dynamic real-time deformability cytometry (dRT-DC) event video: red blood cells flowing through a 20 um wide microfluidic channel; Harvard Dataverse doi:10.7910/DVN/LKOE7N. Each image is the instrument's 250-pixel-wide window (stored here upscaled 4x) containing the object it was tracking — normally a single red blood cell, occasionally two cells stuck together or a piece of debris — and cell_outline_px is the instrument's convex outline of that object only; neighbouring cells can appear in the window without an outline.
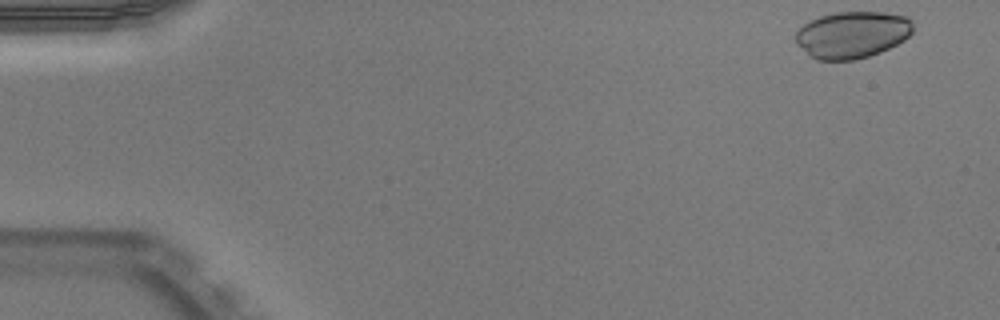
{"species": "Egyptian fruit bat (a non-hibernating species)", "species_latin": "Rousettus aegyptiacus", "temperature_condition": "warm", "stored_images_in_passage": 49, "camera_frame_rate_fps": 3000, "um_per_image_px": 0.085, "animal": {"sex": "male"}, "frame": {"image": 1, "passage_image": 1, "time_ms": 0.0, "image_size_px": [1000, 320], "cell_outline_px": [[912, 32], [904, 40], [880, 52], [856, 60], [816, 60], [808, 56], [796, 44], [796, 32], [804, 24], [820, 16], [836, 12], [884, 12], [908, 16], [912, 20]], "centroid_in_image_um": [72.43, 2.95], "position_along_channel_um": 12.6, "area_um2": 32.14}}
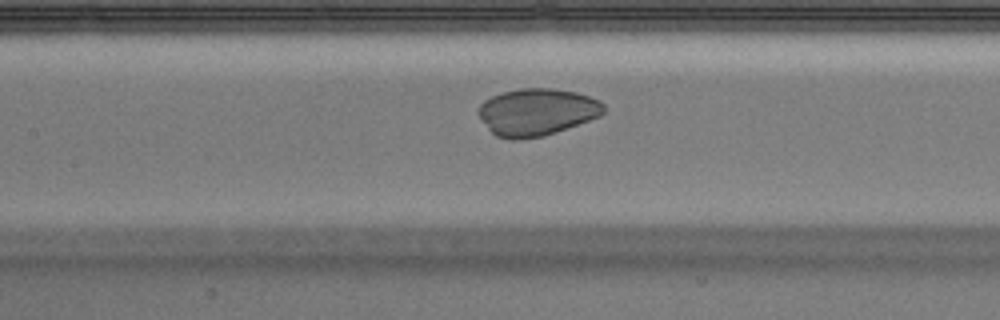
{"frame": {"image": 2, "passage_image": 22, "time_ms": 7.0, "image_size_px": [1000, 320], "cell_outline_px": [[604, 112], [600, 116], [556, 132], [544, 136], [520, 140], [508, 140], [496, 136], [480, 120], [476, 112], [480, 104], [484, 100], [492, 96], [504, 92], [520, 88], [552, 88], [576, 92], [600, 100], [604, 104]], "centroid_in_image_um": [45.6, 9.53], "position_along_channel_um": 161.8, "area_um2": 34.68}}
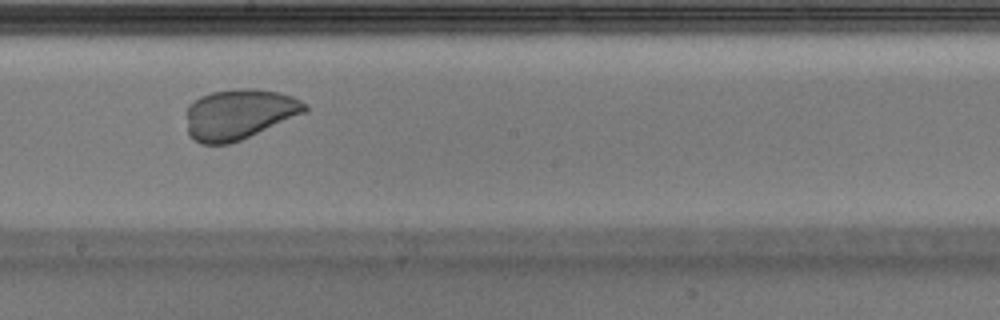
{"frame": {"image": 3, "passage_image": 27, "time_ms": 8.667, "image_size_px": [1000, 320], "cell_outline_px": [[308, 112], [240, 140], [228, 144], [200, 144], [188, 132], [188, 104], [200, 96], [212, 92], [240, 88], [252, 88], [280, 92], [292, 96], [308, 104]], "centroid_in_image_um": [20.37, 9.69], "position_along_channel_um": 227.8, "area_um2": 34.74}}